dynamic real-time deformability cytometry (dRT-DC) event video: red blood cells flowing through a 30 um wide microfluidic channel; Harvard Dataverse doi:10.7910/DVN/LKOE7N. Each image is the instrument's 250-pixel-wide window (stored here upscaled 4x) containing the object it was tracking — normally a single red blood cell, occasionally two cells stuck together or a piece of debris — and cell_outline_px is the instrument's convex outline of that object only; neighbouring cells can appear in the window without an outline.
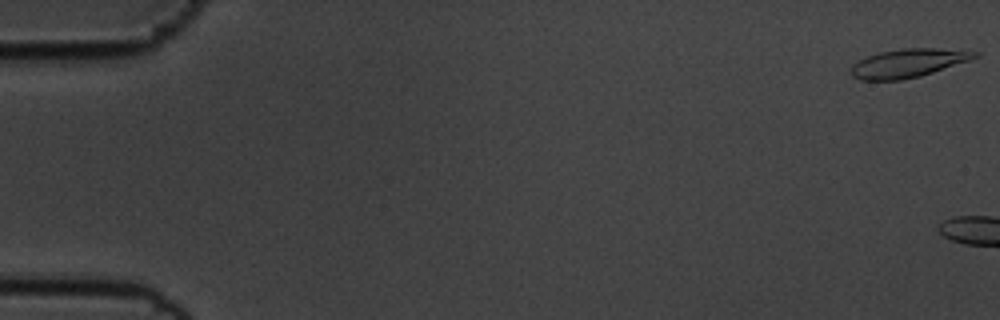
{"species": "common noctule bat (a hibernating species)", "species_latin": "Nyctalus noctula", "temperature_condition": "cold", "stored_images_in_passage": 4, "camera_frame_rate_fps": 3000, "um_per_image_px": 0.085, "animal": {"sex": "male", "body_mass_g": 19.5, "forearm_length_mm": 54.6}, "frame": {"image": 1, "passage_image": 1, "time_ms": 0.0, "image_size_px": [1000, 320], "cell_outline_px": [[980, 56], [920, 76], [900, 80], [860, 80], [852, 76], [848, 72], [852, 64], [868, 56], [880, 52], [904, 48], [936, 48], [980, 52]], "centroid_in_image_um": [77.14, 5.37], "position_along_channel_um": 7.9, "area_um2": 20.4}}